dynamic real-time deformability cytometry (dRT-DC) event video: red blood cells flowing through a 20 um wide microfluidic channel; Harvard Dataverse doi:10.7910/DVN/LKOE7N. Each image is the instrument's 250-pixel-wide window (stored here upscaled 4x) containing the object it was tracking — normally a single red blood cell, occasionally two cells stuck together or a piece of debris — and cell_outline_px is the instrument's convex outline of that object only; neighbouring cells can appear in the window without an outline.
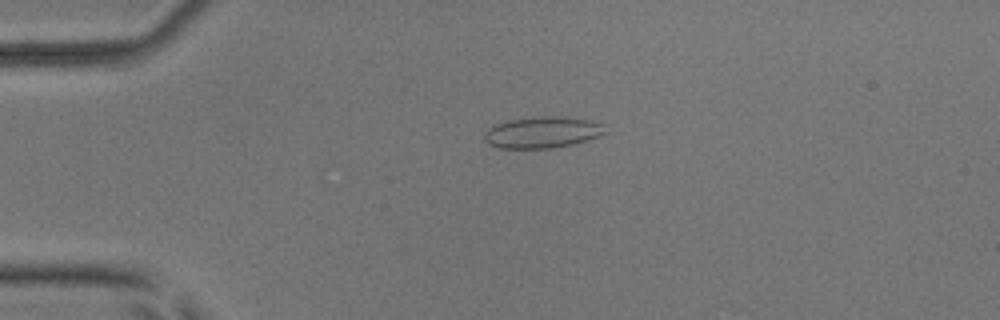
{"species": "common noctule bat (a hibernating species)", "species_latin": "Nyctalus noctula", "temperature_condition": "room temperature", "stored_images_in_passage": 5, "camera_frame_rate_fps": 3000, "um_per_image_px": 0.085, "animal": {"sex": "male", "body_mass_g": 17.9, "forearm_length_mm": 54.2}, "frame": {"image": 1, "passage_image": 4, "time_ms": 3.667, "image_size_px": [1000, 320], "cell_outline_px": [[608, 132], [600, 136], [588, 140], [572, 144], [552, 148], [500, 148], [488, 144], [484, 140], [484, 132], [496, 124], [508, 120], [540, 116], [560, 116], [588, 120], [604, 124]], "centroid_in_image_um": [46.13, 11.25], "position_along_channel_um": 38.9, "area_um2": 22.2}}